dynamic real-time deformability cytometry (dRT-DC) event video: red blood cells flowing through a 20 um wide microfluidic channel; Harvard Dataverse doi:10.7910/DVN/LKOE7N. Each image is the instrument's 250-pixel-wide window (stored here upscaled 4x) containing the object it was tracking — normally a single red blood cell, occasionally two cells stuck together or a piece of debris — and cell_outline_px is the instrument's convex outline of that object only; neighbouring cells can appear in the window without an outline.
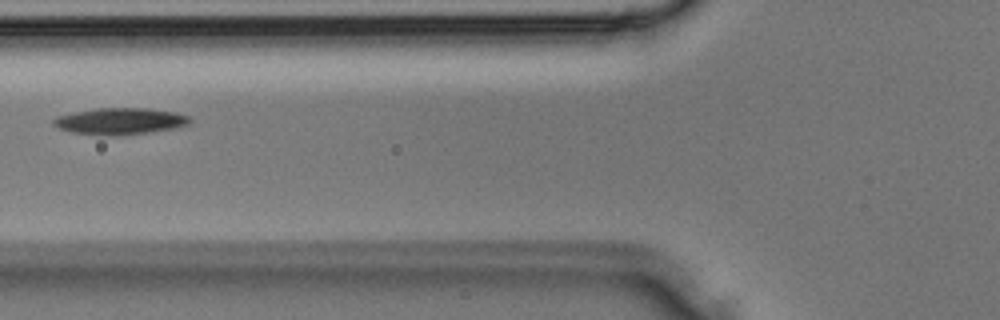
{"species": "Egyptian fruit bat (a non-hibernating species)", "species_latin": "Rousettus aegyptiacus", "temperature_condition": "room temperature", "stored_images_in_passage": 29, "segment_of_instrument_passage": [1, 2], "camera_frame_rate_fps": 3000, "um_per_image_px": 0.085, "animal": {"sex": "male"}, "frame": {"image": 1, "passage_image": 6, "time_ms": 1.667, "image_size_px": [1000, 320], "cell_outline_px": [[192, 120], [188, 124], [172, 128], [148, 132], [120, 136], [100, 136], [72, 132], [60, 128], [52, 124], [52, 120], [56, 116], [96, 108], [148, 108], [176, 112], [188, 116]], "centroid_in_image_um": [10.18, 10.3], "position_along_channel_um": 115.6, "area_um2": 21.15}}
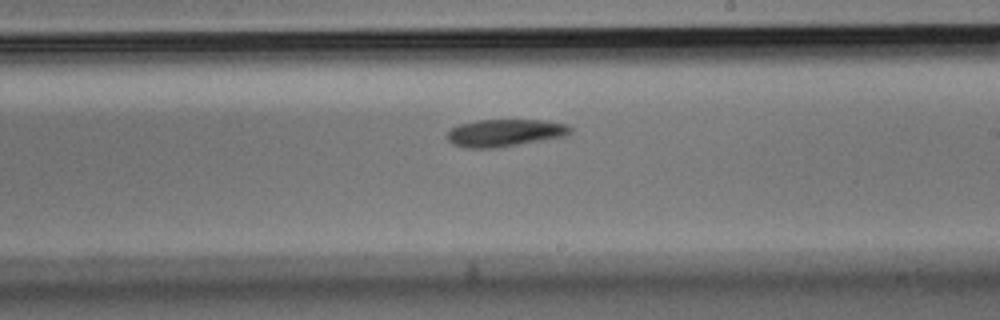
{"frame": {"image": 2, "passage_image": 13, "time_ms": 4.0, "image_size_px": [1000, 320], "cell_outline_px": [[572, 132], [568, 136], [496, 148], [464, 148], [452, 144], [448, 140], [448, 132], [452, 128], [460, 124], [476, 120], [544, 120], [568, 124], [572, 128]], "centroid_in_image_um": [42.96, 11.29], "position_along_channel_um": 246.0, "area_um2": 19.83}}
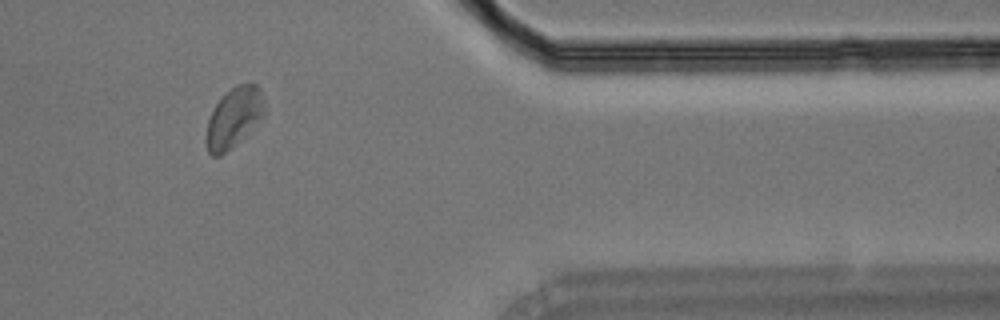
{"frame": {"image": 3, "passage_image": 22, "time_ms": 7.0, "image_size_px": [1000, 320], "cell_outline_px": [[260, 112], [236, 140], [220, 156], [212, 156], [208, 152], [204, 140], [204, 136], [208, 120], [212, 108], [236, 84], [256, 84], [260, 88]], "centroid_in_image_um": [19.69, 9.98], "position_along_channel_um": 391.7, "area_um2": 18.38}}